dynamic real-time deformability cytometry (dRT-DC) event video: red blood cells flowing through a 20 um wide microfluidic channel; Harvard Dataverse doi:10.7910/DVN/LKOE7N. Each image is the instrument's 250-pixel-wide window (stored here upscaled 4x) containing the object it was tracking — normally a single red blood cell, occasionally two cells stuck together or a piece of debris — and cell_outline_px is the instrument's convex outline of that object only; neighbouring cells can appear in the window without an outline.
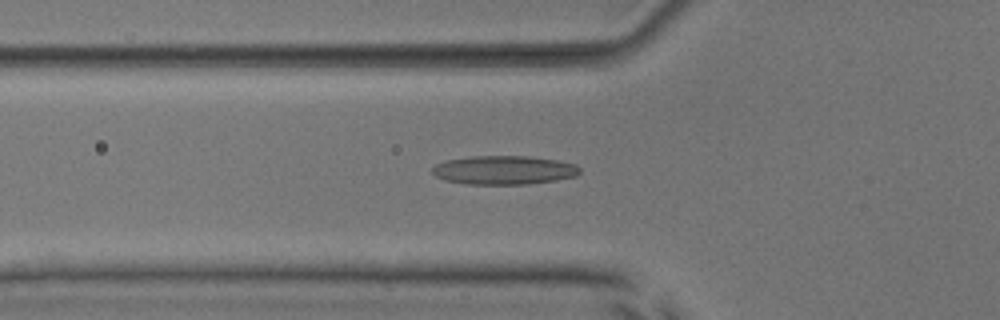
{"species": "common noctule bat (a hibernating species)", "species_latin": "Nyctalus noctula", "temperature_condition": "room temperature", "stored_images_in_passage": 39, "camera_frame_rate_fps": 3000, "um_per_image_px": 0.085, "animal": {"sex": "male", "body_mass_g": 17.9, "forearm_length_mm": 54.2}, "frame": {"image": 1, "passage_image": 6, "time_ms": 1.667, "image_size_px": [1000, 320], "cell_outline_px": [[580, 172], [576, 176], [556, 180], [528, 184], [464, 184], [444, 180], [436, 176], [432, 172], [432, 168], [436, 164], [448, 160], [472, 156], [528, 156], [556, 160], [576, 164], [580, 168]], "centroid_in_image_um": [42.84, 14.46], "position_along_channel_um": 83.0, "area_um2": 24.74}}
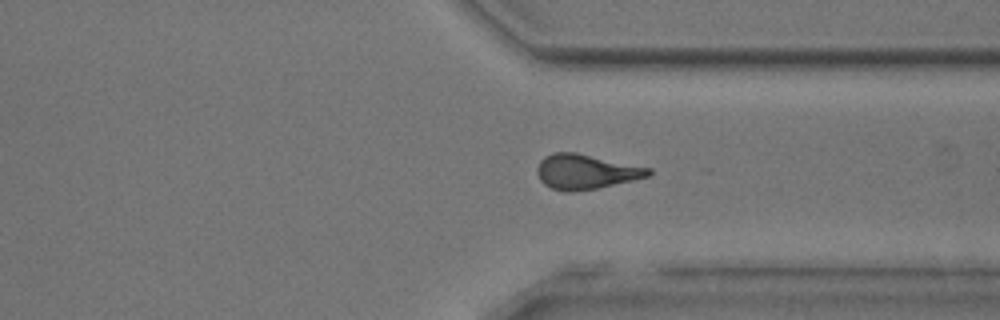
{"frame": {"image": 2, "passage_image": 27, "time_ms": 8.667, "image_size_px": [1000, 320], "cell_outline_px": [[652, 172], [648, 176], [632, 180], [596, 188], [572, 192], [564, 192], [552, 188], [544, 184], [540, 180], [536, 172], [536, 168], [540, 160], [544, 156], [552, 152], [576, 152], [652, 168]], "centroid_in_image_um": [49.76, 14.58], "position_along_channel_um": 361.6, "area_um2": 22.66}}
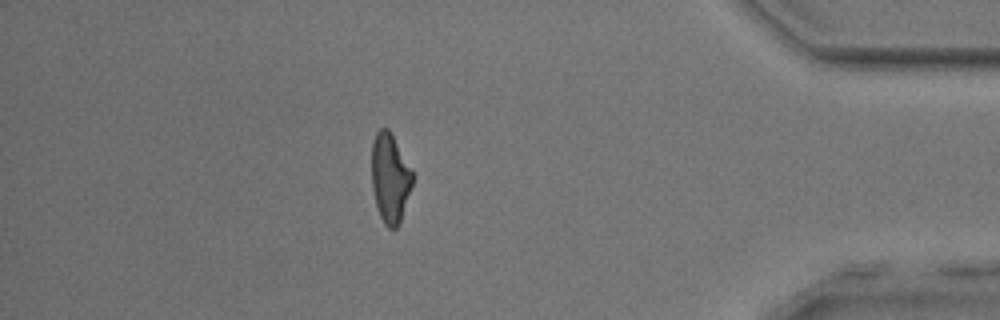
{"frame": {"image": 3, "passage_image": 33, "time_ms": 10.667, "image_size_px": [1000, 320], "cell_outline_px": [[412, 184], [400, 224], [396, 228], [388, 228], [384, 224], [380, 216], [376, 204], [372, 188], [372, 144], [376, 132], [380, 128], [388, 128], [412, 172]], "centroid_in_image_um": [33.13, 15.17], "position_along_channel_um": 402.1, "area_um2": 20.87}, "authors_computed_cell_mechanics": {"area_um2": 22.1952, "velocity_mm_per_s": 3.9714, "shape_relaxation_time_tau1_ms": null, "shape_relaxation_time_tau2_ms": 2.7212, "deformation_change_tau1": null, "deformation_change_tau2": 0.1239}}